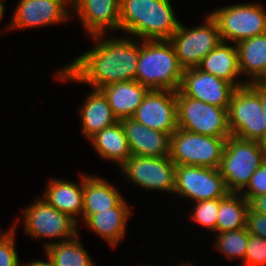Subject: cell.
<instances>
[{
    "label": "cell",
    "mask_w": 266,
    "mask_h": 266,
    "mask_svg": "<svg viewBox=\"0 0 266 266\" xmlns=\"http://www.w3.org/2000/svg\"><path fill=\"white\" fill-rule=\"evenodd\" d=\"M109 37L106 34L91 36L95 41L94 47L63 65L61 69L58 68L55 78L61 82H81L93 89L135 80L140 39H131V36Z\"/></svg>",
    "instance_id": "6da1fadb"
},
{
    "label": "cell",
    "mask_w": 266,
    "mask_h": 266,
    "mask_svg": "<svg viewBox=\"0 0 266 266\" xmlns=\"http://www.w3.org/2000/svg\"><path fill=\"white\" fill-rule=\"evenodd\" d=\"M170 0H120L119 31L140 40H169L180 21Z\"/></svg>",
    "instance_id": "7a4b0ae2"
},
{
    "label": "cell",
    "mask_w": 266,
    "mask_h": 266,
    "mask_svg": "<svg viewBox=\"0 0 266 266\" xmlns=\"http://www.w3.org/2000/svg\"><path fill=\"white\" fill-rule=\"evenodd\" d=\"M184 68L169 40H140L135 80L150 90L178 91Z\"/></svg>",
    "instance_id": "3957f363"
},
{
    "label": "cell",
    "mask_w": 266,
    "mask_h": 266,
    "mask_svg": "<svg viewBox=\"0 0 266 266\" xmlns=\"http://www.w3.org/2000/svg\"><path fill=\"white\" fill-rule=\"evenodd\" d=\"M266 159V148L257 141L229 136L219 167L229 192L240 193Z\"/></svg>",
    "instance_id": "277c9868"
},
{
    "label": "cell",
    "mask_w": 266,
    "mask_h": 266,
    "mask_svg": "<svg viewBox=\"0 0 266 266\" xmlns=\"http://www.w3.org/2000/svg\"><path fill=\"white\" fill-rule=\"evenodd\" d=\"M23 209V228L28 236L35 240L40 238L55 240L47 241L44 248L52 243L67 241L79 235L78 222L54 208L42 197L32 201V204Z\"/></svg>",
    "instance_id": "5b68a950"
},
{
    "label": "cell",
    "mask_w": 266,
    "mask_h": 266,
    "mask_svg": "<svg viewBox=\"0 0 266 266\" xmlns=\"http://www.w3.org/2000/svg\"><path fill=\"white\" fill-rule=\"evenodd\" d=\"M209 14L218 25L222 42L237 44L266 33V9L261 3L231 4Z\"/></svg>",
    "instance_id": "8992f818"
},
{
    "label": "cell",
    "mask_w": 266,
    "mask_h": 266,
    "mask_svg": "<svg viewBox=\"0 0 266 266\" xmlns=\"http://www.w3.org/2000/svg\"><path fill=\"white\" fill-rule=\"evenodd\" d=\"M228 137H212L177 128L170 136L169 157L175 165L219 168Z\"/></svg>",
    "instance_id": "52a82bcc"
},
{
    "label": "cell",
    "mask_w": 266,
    "mask_h": 266,
    "mask_svg": "<svg viewBox=\"0 0 266 266\" xmlns=\"http://www.w3.org/2000/svg\"><path fill=\"white\" fill-rule=\"evenodd\" d=\"M176 103L179 129L212 137L231 136L227 109L186 96L180 89Z\"/></svg>",
    "instance_id": "ba28073f"
},
{
    "label": "cell",
    "mask_w": 266,
    "mask_h": 266,
    "mask_svg": "<svg viewBox=\"0 0 266 266\" xmlns=\"http://www.w3.org/2000/svg\"><path fill=\"white\" fill-rule=\"evenodd\" d=\"M206 15L202 25L191 28L180 22L178 29L169 39L184 69L197 67L202 59L222 42L216 21L209 13Z\"/></svg>",
    "instance_id": "9c48e42d"
},
{
    "label": "cell",
    "mask_w": 266,
    "mask_h": 266,
    "mask_svg": "<svg viewBox=\"0 0 266 266\" xmlns=\"http://www.w3.org/2000/svg\"><path fill=\"white\" fill-rule=\"evenodd\" d=\"M227 114L231 136L257 142L262 138V105L258 94L248 84L235 89Z\"/></svg>",
    "instance_id": "30bf717a"
},
{
    "label": "cell",
    "mask_w": 266,
    "mask_h": 266,
    "mask_svg": "<svg viewBox=\"0 0 266 266\" xmlns=\"http://www.w3.org/2000/svg\"><path fill=\"white\" fill-rule=\"evenodd\" d=\"M119 169L123 178L140 189L174 194L176 165L169 156L131 155Z\"/></svg>",
    "instance_id": "8fae6325"
},
{
    "label": "cell",
    "mask_w": 266,
    "mask_h": 266,
    "mask_svg": "<svg viewBox=\"0 0 266 266\" xmlns=\"http://www.w3.org/2000/svg\"><path fill=\"white\" fill-rule=\"evenodd\" d=\"M229 193L219 168L176 165L175 191L191 202L223 198Z\"/></svg>",
    "instance_id": "7c38bea8"
},
{
    "label": "cell",
    "mask_w": 266,
    "mask_h": 266,
    "mask_svg": "<svg viewBox=\"0 0 266 266\" xmlns=\"http://www.w3.org/2000/svg\"><path fill=\"white\" fill-rule=\"evenodd\" d=\"M16 6L12 20L6 27L8 30L64 23L70 20L71 9H68L72 7L71 0H20Z\"/></svg>",
    "instance_id": "4fadbf2b"
},
{
    "label": "cell",
    "mask_w": 266,
    "mask_h": 266,
    "mask_svg": "<svg viewBox=\"0 0 266 266\" xmlns=\"http://www.w3.org/2000/svg\"><path fill=\"white\" fill-rule=\"evenodd\" d=\"M132 118L171 136L178 128L176 91L149 90Z\"/></svg>",
    "instance_id": "5bb4252c"
},
{
    "label": "cell",
    "mask_w": 266,
    "mask_h": 266,
    "mask_svg": "<svg viewBox=\"0 0 266 266\" xmlns=\"http://www.w3.org/2000/svg\"><path fill=\"white\" fill-rule=\"evenodd\" d=\"M236 87L197 67L184 69L180 90L196 100L228 109Z\"/></svg>",
    "instance_id": "9a60e30c"
},
{
    "label": "cell",
    "mask_w": 266,
    "mask_h": 266,
    "mask_svg": "<svg viewBox=\"0 0 266 266\" xmlns=\"http://www.w3.org/2000/svg\"><path fill=\"white\" fill-rule=\"evenodd\" d=\"M71 6L89 37L119 31L120 0H71Z\"/></svg>",
    "instance_id": "2e32d148"
},
{
    "label": "cell",
    "mask_w": 266,
    "mask_h": 266,
    "mask_svg": "<svg viewBox=\"0 0 266 266\" xmlns=\"http://www.w3.org/2000/svg\"><path fill=\"white\" fill-rule=\"evenodd\" d=\"M120 121L132 155L146 157L169 156V134L148 128L132 117Z\"/></svg>",
    "instance_id": "e0dca14e"
},
{
    "label": "cell",
    "mask_w": 266,
    "mask_h": 266,
    "mask_svg": "<svg viewBox=\"0 0 266 266\" xmlns=\"http://www.w3.org/2000/svg\"><path fill=\"white\" fill-rule=\"evenodd\" d=\"M79 182H71L70 180L61 178H52L46 184V189L42 198L50 205L71 216L79 223L83 212V184L84 174L79 175Z\"/></svg>",
    "instance_id": "ac0fdd59"
},
{
    "label": "cell",
    "mask_w": 266,
    "mask_h": 266,
    "mask_svg": "<svg viewBox=\"0 0 266 266\" xmlns=\"http://www.w3.org/2000/svg\"><path fill=\"white\" fill-rule=\"evenodd\" d=\"M125 198L118 188L104 177L84 174L83 184V223L93 214L117 207Z\"/></svg>",
    "instance_id": "d6986e66"
},
{
    "label": "cell",
    "mask_w": 266,
    "mask_h": 266,
    "mask_svg": "<svg viewBox=\"0 0 266 266\" xmlns=\"http://www.w3.org/2000/svg\"><path fill=\"white\" fill-rule=\"evenodd\" d=\"M131 211L124 199L117 207L91 215L83 224L91 232L103 238L112 246L111 248H115L125 237L127 222L132 215Z\"/></svg>",
    "instance_id": "ffe728a7"
},
{
    "label": "cell",
    "mask_w": 266,
    "mask_h": 266,
    "mask_svg": "<svg viewBox=\"0 0 266 266\" xmlns=\"http://www.w3.org/2000/svg\"><path fill=\"white\" fill-rule=\"evenodd\" d=\"M197 68L205 73L223 79L236 88L244 86L246 80L237 79L240 76L237 45L221 42L206 57L202 59Z\"/></svg>",
    "instance_id": "44dd1931"
},
{
    "label": "cell",
    "mask_w": 266,
    "mask_h": 266,
    "mask_svg": "<svg viewBox=\"0 0 266 266\" xmlns=\"http://www.w3.org/2000/svg\"><path fill=\"white\" fill-rule=\"evenodd\" d=\"M100 90L105 95L113 114L120 121L133 117L150 89L136 80H130L112 83Z\"/></svg>",
    "instance_id": "7402d4cb"
},
{
    "label": "cell",
    "mask_w": 266,
    "mask_h": 266,
    "mask_svg": "<svg viewBox=\"0 0 266 266\" xmlns=\"http://www.w3.org/2000/svg\"><path fill=\"white\" fill-rule=\"evenodd\" d=\"M84 103L81 105L80 119L81 131L86 139L93 137L96 133L104 128L118 122L113 111L100 89H93L85 97Z\"/></svg>",
    "instance_id": "603a6c76"
},
{
    "label": "cell",
    "mask_w": 266,
    "mask_h": 266,
    "mask_svg": "<svg viewBox=\"0 0 266 266\" xmlns=\"http://www.w3.org/2000/svg\"><path fill=\"white\" fill-rule=\"evenodd\" d=\"M89 140L101 159L116 162L118 168L132 155L121 121L104 128Z\"/></svg>",
    "instance_id": "cb8c5ba5"
},
{
    "label": "cell",
    "mask_w": 266,
    "mask_h": 266,
    "mask_svg": "<svg viewBox=\"0 0 266 266\" xmlns=\"http://www.w3.org/2000/svg\"><path fill=\"white\" fill-rule=\"evenodd\" d=\"M236 45L241 75L249 77L246 84L256 81L266 68V33L240 41Z\"/></svg>",
    "instance_id": "d4e9b609"
},
{
    "label": "cell",
    "mask_w": 266,
    "mask_h": 266,
    "mask_svg": "<svg viewBox=\"0 0 266 266\" xmlns=\"http://www.w3.org/2000/svg\"><path fill=\"white\" fill-rule=\"evenodd\" d=\"M248 210V201L240 193L229 192L220 198L214 233L245 228Z\"/></svg>",
    "instance_id": "484cf974"
},
{
    "label": "cell",
    "mask_w": 266,
    "mask_h": 266,
    "mask_svg": "<svg viewBox=\"0 0 266 266\" xmlns=\"http://www.w3.org/2000/svg\"><path fill=\"white\" fill-rule=\"evenodd\" d=\"M79 235L67 241L52 243L45 247V255H48L56 266H95Z\"/></svg>",
    "instance_id": "4316f807"
},
{
    "label": "cell",
    "mask_w": 266,
    "mask_h": 266,
    "mask_svg": "<svg viewBox=\"0 0 266 266\" xmlns=\"http://www.w3.org/2000/svg\"><path fill=\"white\" fill-rule=\"evenodd\" d=\"M215 234L216 237L213 244L215 249L217 248L229 260L236 259V257L239 258L243 266L249 242V233L246 228Z\"/></svg>",
    "instance_id": "83f0119b"
},
{
    "label": "cell",
    "mask_w": 266,
    "mask_h": 266,
    "mask_svg": "<svg viewBox=\"0 0 266 266\" xmlns=\"http://www.w3.org/2000/svg\"><path fill=\"white\" fill-rule=\"evenodd\" d=\"M194 208L189 213L192 222L209 231H216L217 226V213L219 210L220 198L204 200L200 202H194Z\"/></svg>",
    "instance_id": "f1b7e54d"
},
{
    "label": "cell",
    "mask_w": 266,
    "mask_h": 266,
    "mask_svg": "<svg viewBox=\"0 0 266 266\" xmlns=\"http://www.w3.org/2000/svg\"><path fill=\"white\" fill-rule=\"evenodd\" d=\"M17 225L14 223L9 230H0V266H21L20 259L16 250L15 230Z\"/></svg>",
    "instance_id": "f546056e"
},
{
    "label": "cell",
    "mask_w": 266,
    "mask_h": 266,
    "mask_svg": "<svg viewBox=\"0 0 266 266\" xmlns=\"http://www.w3.org/2000/svg\"><path fill=\"white\" fill-rule=\"evenodd\" d=\"M243 266H266V239L249 234Z\"/></svg>",
    "instance_id": "4dcf8cb0"
},
{
    "label": "cell",
    "mask_w": 266,
    "mask_h": 266,
    "mask_svg": "<svg viewBox=\"0 0 266 266\" xmlns=\"http://www.w3.org/2000/svg\"><path fill=\"white\" fill-rule=\"evenodd\" d=\"M240 194L248 201L251 197L266 194V159L253 173L247 186Z\"/></svg>",
    "instance_id": "1f68e13d"
},
{
    "label": "cell",
    "mask_w": 266,
    "mask_h": 266,
    "mask_svg": "<svg viewBox=\"0 0 266 266\" xmlns=\"http://www.w3.org/2000/svg\"><path fill=\"white\" fill-rule=\"evenodd\" d=\"M245 228L249 234L266 239V216L248 210Z\"/></svg>",
    "instance_id": "d6a6232c"
},
{
    "label": "cell",
    "mask_w": 266,
    "mask_h": 266,
    "mask_svg": "<svg viewBox=\"0 0 266 266\" xmlns=\"http://www.w3.org/2000/svg\"><path fill=\"white\" fill-rule=\"evenodd\" d=\"M259 96L262 109H263V118H264V129L262 138L258 141V143L266 148V87L258 85L255 81L247 83Z\"/></svg>",
    "instance_id": "836d02e7"
},
{
    "label": "cell",
    "mask_w": 266,
    "mask_h": 266,
    "mask_svg": "<svg viewBox=\"0 0 266 266\" xmlns=\"http://www.w3.org/2000/svg\"><path fill=\"white\" fill-rule=\"evenodd\" d=\"M250 211L258 212L266 216V194L251 197L248 200Z\"/></svg>",
    "instance_id": "e575fe53"
},
{
    "label": "cell",
    "mask_w": 266,
    "mask_h": 266,
    "mask_svg": "<svg viewBox=\"0 0 266 266\" xmlns=\"http://www.w3.org/2000/svg\"><path fill=\"white\" fill-rule=\"evenodd\" d=\"M46 260H33V261H29L26 262L27 264L25 265V263L23 264V266H56L54 264V262L50 259V257L48 255H46Z\"/></svg>",
    "instance_id": "d590c367"
},
{
    "label": "cell",
    "mask_w": 266,
    "mask_h": 266,
    "mask_svg": "<svg viewBox=\"0 0 266 266\" xmlns=\"http://www.w3.org/2000/svg\"><path fill=\"white\" fill-rule=\"evenodd\" d=\"M258 85L266 87V68L264 72L259 76V78L255 81Z\"/></svg>",
    "instance_id": "8d00e7d4"
},
{
    "label": "cell",
    "mask_w": 266,
    "mask_h": 266,
    "mask_svg": "<svg viewBox=\"0 0 266 266\" xmlns=\"http://www.w3.org/2000/svg\"><path fill=\"white\" fill-rule=\"evenodd\" d=\"M5 3H6V1H0V22L4 16V13H5V9H6Z\"/></svg>",
    "instance_id": "74e56055"
}]
</instances>
